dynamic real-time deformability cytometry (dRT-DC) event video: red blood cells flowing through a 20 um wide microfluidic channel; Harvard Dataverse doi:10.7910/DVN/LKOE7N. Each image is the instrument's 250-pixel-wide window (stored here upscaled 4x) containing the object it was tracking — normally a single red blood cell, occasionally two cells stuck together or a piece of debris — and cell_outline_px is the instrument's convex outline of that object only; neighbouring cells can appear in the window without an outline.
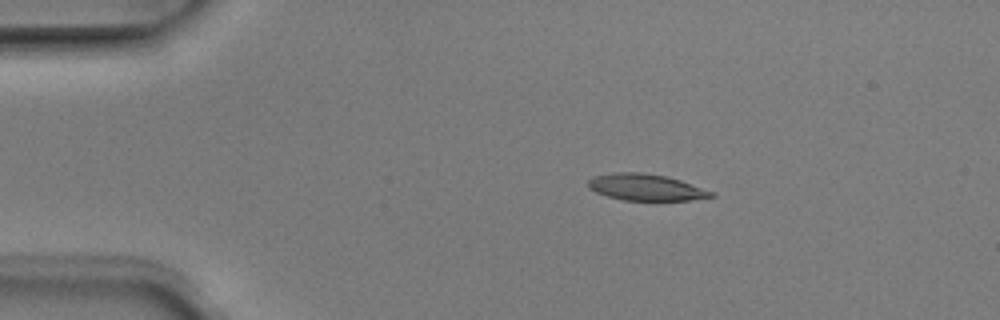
{"species": "Egyptian fruit bat (a non-hibernating species)", "species_latin": "Rousettus aegyptiacus", "temperature_condition": "room temperature", "stored_images_in_passage": 8, "camera_frame_rate_fps": 3000, "um_per_image_px": 0.085, "animal": {"sex": "male"}, "frame": {"image": 1, "passage_image": 3, "time_ms": 0.667, "image_size_px": [1000, 320], "cell_outline_px": [[716, 196], [692, 200], [624, 200], [608, 196], [596, 192], [588, 188], [588, 180], [592, 176], [612, 172], [640, 172], [664, 176], [680, 180], [716, 192]], "centroid_in_image_um": [54.9, 15.91], "position_along_channel_um": 30.1, "area_um2": 19.07}}
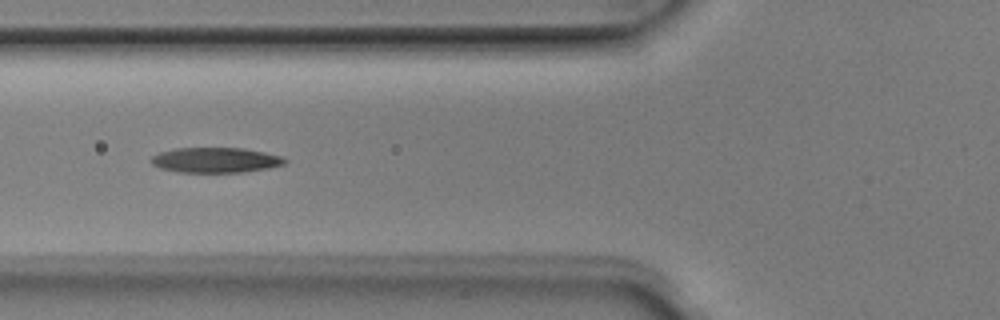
{"frame": {"image": 2, "passage_image": 5, "time_ms": 1.333, "image_size_px": [1000, 320], "cell_outline_px": [[288, 160], [284, 164], [268, 168], [244, 172], [180, 172], [160, 168], [152, 164], [152, 156], [160, 152], [176, 148], [244, 148], [284, 156]], "centroid_in_image_um": [18.36, 13.6], "position_along_channel_um": 107.4, "area_um2": 19.59}}
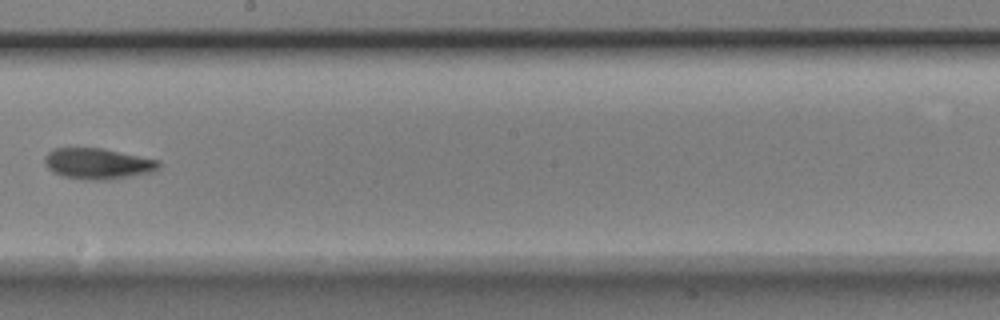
{"frame": {"image": 3, "passage_image": 8, "time_ms": 2.333, "image_size_px": [1000, 320], "cell_outline_px": [[160, 168], [152, 172], [112, 180], [84, 180], [60, 176], [52, 172], [44, 164], [44, 156], [52, 148], [100, 148], [160, 160]], "centroid_in_image_um": [8.29, 13.92], "position_along_channel_um": 239.9, "area_um2": 20.87}}